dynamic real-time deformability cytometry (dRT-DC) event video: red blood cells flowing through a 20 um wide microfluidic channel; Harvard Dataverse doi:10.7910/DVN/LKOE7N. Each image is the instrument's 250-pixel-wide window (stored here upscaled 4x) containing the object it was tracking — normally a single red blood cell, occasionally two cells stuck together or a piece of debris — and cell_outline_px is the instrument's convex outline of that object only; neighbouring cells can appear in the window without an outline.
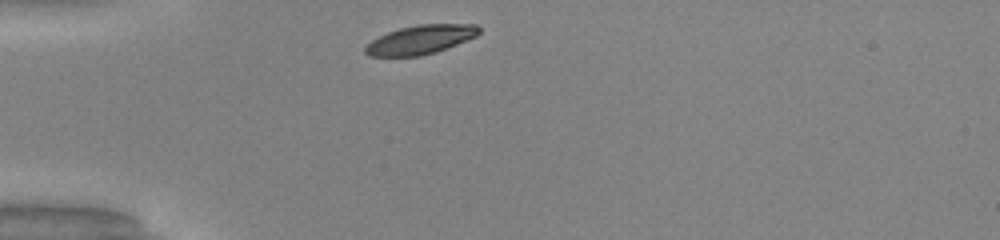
{"species": "common noctule bat (a hibernating species)", "species_latin": "Nyctalus noctula", "temperature_condition": "warm", "stored_images_in_passage": 28, "camera_frame_rate_fps": 3000, "um_per_image_px": 0.085, "animal": {"sex": "male", "body_mass_g": 20.0, "forearm_length_mm": 53.3}, "frame": {"image": 1, "passage_image": 1, "time_ms": 0.0, "image_size_px": [1000, 240], "cell_outline_px": [[480, 32], [476, 36], [436, 52], [420, 56], [368, 56], [364, 52], [364, 48], [372, 40], [388, 32], [400, 28], [420, 24], [476, 24], [480, 28]], "centroid_in_image_um": [35.74, 3.37], "position_along_channel_um": 49.3, "area_um2": 19.02}}
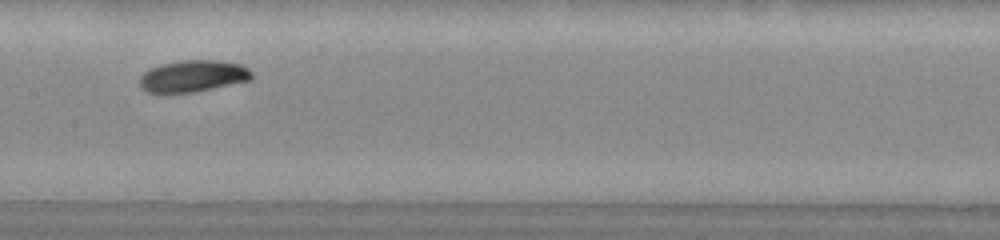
{"frame": {"image": 2, "passage_image": 13, "time_ms": 4.0, "image_size_px": [1000, 240], "cell_outline_px": [[252, 80], [192, 92], [148, 92], [140, 88], [140, 76], [148, 68], [180, 60], [220, 60], [244, 64], [252, 72]], "centroid_in_image_um": [16.44, 6.45], "position_along_channel_um": 191.0, "area_um2": 20.75}}
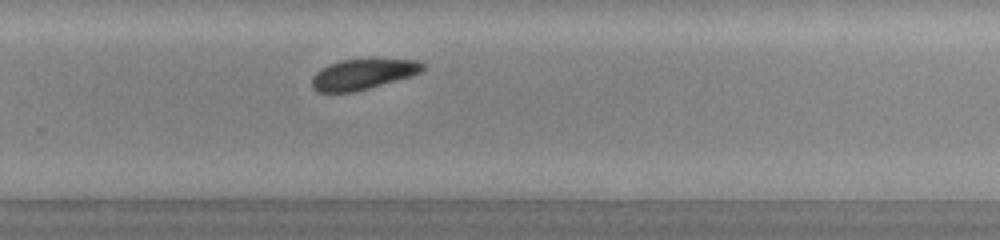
{"frame": {"image": 3, "passage_image": 21, "time_ms": 6.667, "image_size_px": [1000, 240], "cell_outline_px": [[424, 68], [420, 72], [412, 76], [368, 88], [352, 92], [316, 92], [312, 88], [312, 76], [320, 68], [328, 64], [340, 60], [416, 60], [424, 64]], "centroid_in_image_um": [30.79, 6.32], "position_along_channel_um": 299.0, "area_um2": 19.42}, "authors_computed_cell_mechanics": {"area_um2": 20.4901, "velocity_mm_per_s": 4.0617, "shape_relaxation_time_tau1_ms": 2.7209, "shape_relaxation_time_tau2_ms": null, "deformation_change_tau1": 0.1074, "deformation_change_tau2": null}}